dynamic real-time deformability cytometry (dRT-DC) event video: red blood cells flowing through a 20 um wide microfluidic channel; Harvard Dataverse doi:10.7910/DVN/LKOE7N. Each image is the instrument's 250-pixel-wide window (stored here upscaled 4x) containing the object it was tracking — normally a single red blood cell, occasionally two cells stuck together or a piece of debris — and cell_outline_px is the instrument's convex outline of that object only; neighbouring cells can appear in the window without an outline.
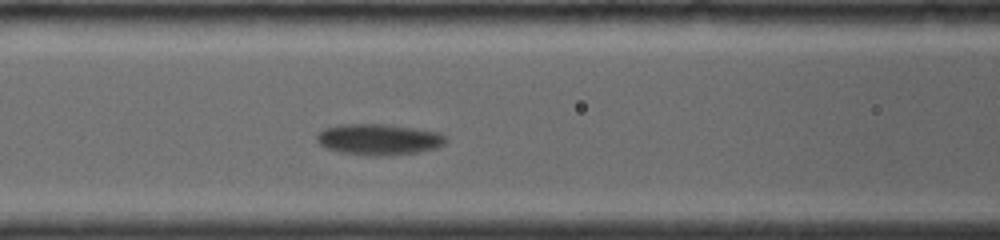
{"species": "common noctule bat (a hibernating species)", "species_latin": "Nyctalus noctula", "temperature_condition": "room temperature", "stored_images_in_passage": 7, "segment_of_instrument_passage": [1, 2], "camera_frame_rate_fps": 4000, "um_per_image_px": 0.085, "animal": {"sex": "female", "body_mass_g": 19.0, "forearm_length_mm": 56.7}, "frame": {"image": 1, "passage_image": 6, "time_ms": 4.5, "image_size_px": [1000, 240], "cell_outline_px": [[448, 140], [444, 144], [436, 148], [416, 152], [380, 156], [340, 152], [324, 148], [316, 140], [316, 136], [324, 128], [340, 124], [388, 124], [416, 128], [440, 132], [448, 136]], "centroid_in_image_um": [32.22, 11.83], "position_along_channel_um": 134.4, "area_um2": 23.47}}